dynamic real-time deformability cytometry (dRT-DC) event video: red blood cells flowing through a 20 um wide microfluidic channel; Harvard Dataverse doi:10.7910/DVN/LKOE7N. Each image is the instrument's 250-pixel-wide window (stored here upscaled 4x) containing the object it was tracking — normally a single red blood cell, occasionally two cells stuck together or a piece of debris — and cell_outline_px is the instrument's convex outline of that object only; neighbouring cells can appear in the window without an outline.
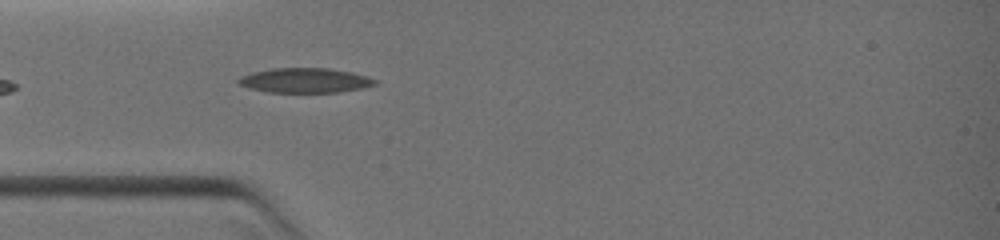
{"species": "common noctule bat (a hibernating species)", "species_latin": "Nyctalus noctula", "temperature_condition": "warm", "stored_images_in_passage": 4, "camera_frame_rate_fps": 3000, "um_per_image_px": 0.085, "animal": {"sex": "female", "body_mass_g": 19.0, "forearm_length_mm": 51.5}, "frame": {"image": 1, "passage_image": 4, "time_ms": 3.333, "image_size_px": [1000, 240], "cell_outline_px": [[380, 80], [376, 84], [360, 88], [340, 92], [268, 92], [248, 88], [240, 84], [236, 80], [240, 76], [252, 72], [272, 68], [328, 68], [352, 72], [368, 76]], "centroid_in_image_um": [25.93, 6.83], "position_along_channel_um": 59.1, "area_um2": 19.77}}